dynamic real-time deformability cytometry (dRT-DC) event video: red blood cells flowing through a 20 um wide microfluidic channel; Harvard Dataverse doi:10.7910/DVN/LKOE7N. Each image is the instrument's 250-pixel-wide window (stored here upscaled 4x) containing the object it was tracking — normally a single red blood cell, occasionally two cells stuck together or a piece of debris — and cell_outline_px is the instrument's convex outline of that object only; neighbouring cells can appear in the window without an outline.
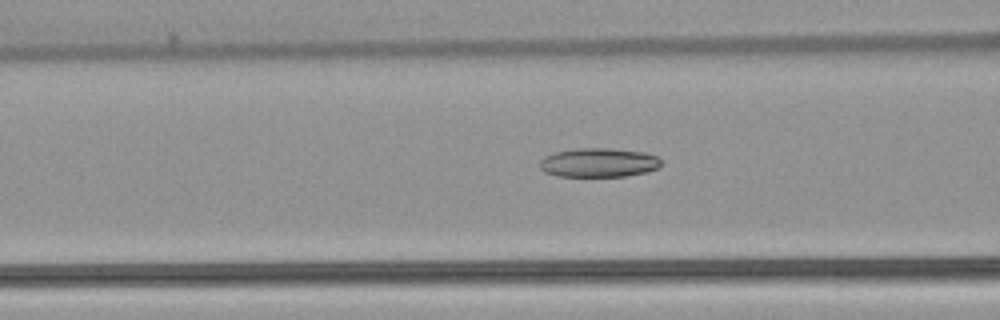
{"species": "common noctule bat (a hibernating species)", "species_latin": "Nyctalus noctula", "temperature_condition": "warm", "stored_images_in_passage": 53, "camera_frame_rate_fps": 3000, "um_per_image_px": 0.085, "animal": {"sex": "female", "body_mass_g": 22.7, "forearm_length_mm": 54.2}, "frame": {"image": 1, "passage_image": 20, "time_ms": 6.333, "image_size_px": [1000, 320], "cell_outline_px": [[660, 168], [648, 172], [624, 176], [556, 176], [544, 172], [540, 168], [540, 160], [544, 156], [556, 152], [576, 148], [608, 148], [644, 152], [656, 156], [660, 160]], "centroid_in_image_um": [50.88, 13.82], "position_along_channel_um": 115.7, "area_um2": 20.63}}
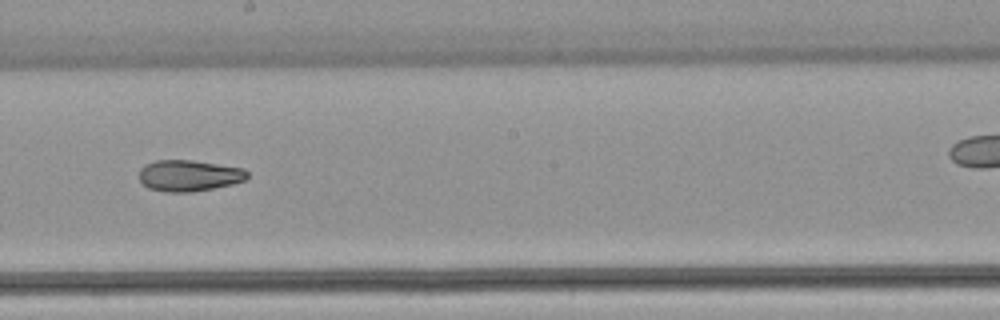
{"frame": {"image": 2, "passage_image": 29, "time_ms": 9.333, "image_size_px": [1000, 320], "cell_outline_px": [[248, 176], [244, 180], [232, 184], [192, 192], [164, 192], [148, 188], [140, 180], [140, 168], [144, 164], [156, 160], [192, 160], [244, 168], [248, 172]], "centroid_in_image_um": [16.05, 14.92], "position_along_channel_um": 232.2, "area_um2": 19.71}}
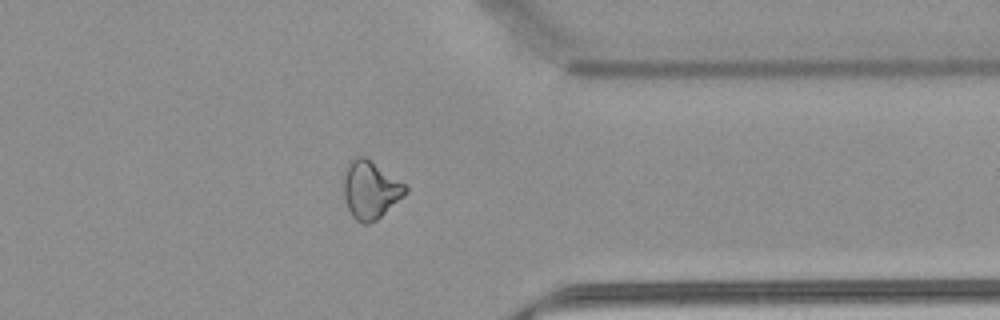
{"frame": {"image": 3, "passage_image": 41, "time_ms": 13.333, "image_size_px": [1000, 320], "cell_outline_px": [[408, 192], [404, 196], [376, 220], [368, 224], [364, 224], [356, 220], [352, 216], [348, 208], [344, 196], [344, 168], [356, 156], [364, 156], [404, 184], [408, 188]], "centroid_in_image_um": [31.47, 16.15], "position_along_channel_um": 379.9, "area_um2": 20.52}, "authors_computed_cell_mechanics": {"area_um2": 22.3108, "velocity_mm_per_s": 3.8854, "shape_relaxation_time_tau1_ms": null, "shape_relaxation_time_tau2_ms": 5.4611, "deformation_change_tau1": null, "deformation_change_tau2": 0.1317}}